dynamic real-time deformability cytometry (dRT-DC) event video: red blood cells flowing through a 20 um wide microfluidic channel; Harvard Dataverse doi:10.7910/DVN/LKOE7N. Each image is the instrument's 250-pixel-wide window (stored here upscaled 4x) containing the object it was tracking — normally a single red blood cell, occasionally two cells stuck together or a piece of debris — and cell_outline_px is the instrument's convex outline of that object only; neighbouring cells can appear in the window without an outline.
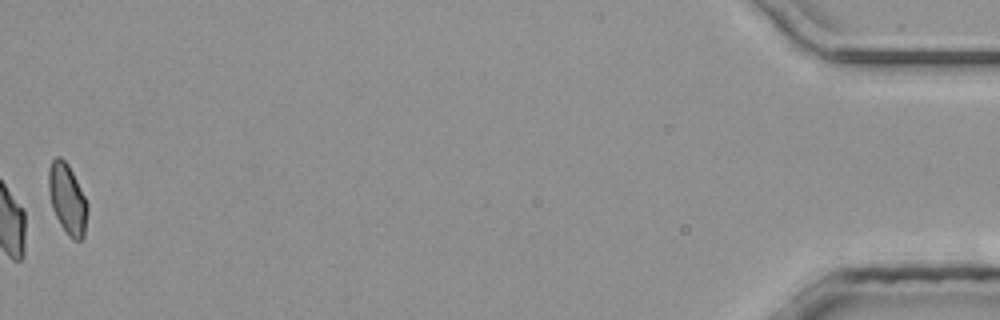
{"species": "common noctule bat (a hibernating species)", "species_latin": "Nyctalus noctula", "temperature_condition": "room temperature", "stored_images_in_passage": 38, "camera_frame_rate_fps": 3000, "um_per_image_px": 0.085, "animal": {"sex": "male", "body_mass_g": 20.4}, "frame": {"image": 1, "passage_image": 38, "time_ms": 12.333, "image_size_px": [1000, 320], "cell_outline_px": [[88, 212], [84, 236], [80, 240], [72, 240], [68, 236], [60, 224], [52, 208], [48, 192], [48, 172], [52, 160], [56, 156], [60, 156], [68, 164], [88, 204]], "centroid_in_image_um": [5.72, 16.93], "position_along_channel_um": 429.5, "area_um2": 15.95}}